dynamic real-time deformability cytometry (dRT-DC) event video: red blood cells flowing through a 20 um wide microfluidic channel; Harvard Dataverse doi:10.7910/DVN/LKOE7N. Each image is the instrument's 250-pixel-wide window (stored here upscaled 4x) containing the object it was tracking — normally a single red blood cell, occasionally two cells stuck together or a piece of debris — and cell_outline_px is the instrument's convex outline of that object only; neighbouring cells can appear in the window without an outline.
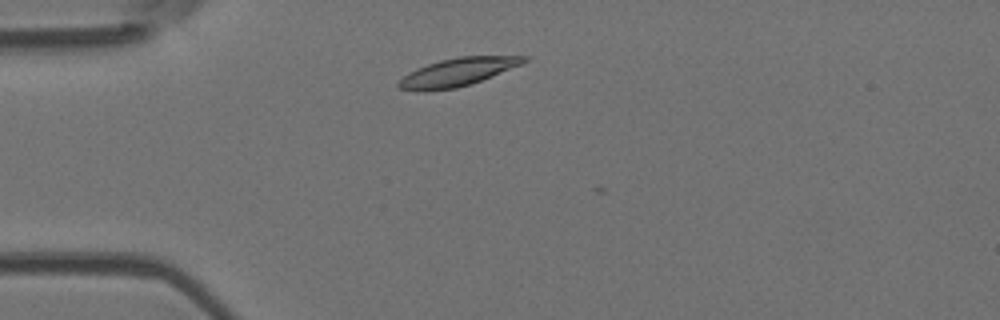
{"species": "Egyptian fruit bat (a non-hibernating species)", "species_latin": "Rousettus aegyptiacus", "temperature_condition": "room temperature", "stored_images_in_passage": 7, "camera_frame_rate_fps": 3000, "um_per_image_px": 0.085, "animal": {"sex": "female"}, "frame": {"image": 1, "passage_image": 3, "time_ms": 0.667, "image_size_px": [1000, 320], "cell_outline_px": [[528, 60], [520, 64], [492, 76], [472, 84], [456, 88], [396, 88], [396, 84], [408, 72], [416, 68], [440, 60], [460, 56], [528, 56]], "centroid_in_image_um": [38.95, 6.08], "position_along_channel_um": 46.1, "area_um2": 19.59}}